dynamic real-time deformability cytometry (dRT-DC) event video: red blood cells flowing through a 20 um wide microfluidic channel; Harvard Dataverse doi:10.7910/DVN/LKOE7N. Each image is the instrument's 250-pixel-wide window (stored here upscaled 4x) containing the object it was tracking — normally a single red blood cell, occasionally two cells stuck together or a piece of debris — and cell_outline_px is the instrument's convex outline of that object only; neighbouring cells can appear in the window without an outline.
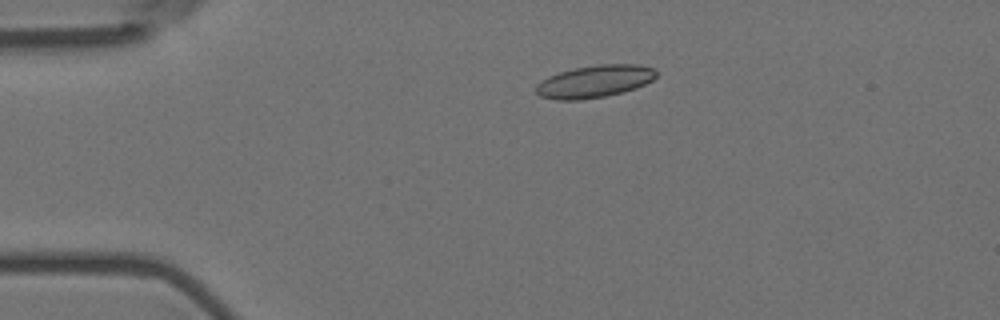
{"species": "Egyptian fruit bat (a non-hibernating species)", "species_latin": "Rousettus aegyptiacus", "temperature_condition": "room temperature", "stored_images_in_passage": 5, "camera_frame_rate_fps": 3000, "um_per_image_px": 0.085, "animal": {"sex": "female"}, "frame": {"image": 1, "passage_image": 4, "time_ms": 1.0, "image_size_px": [1000, 320], "cell_outline_px": [[656, 76], [652, 80], [636, 88], [624, 92], [604, 96], [580, 100], [556, 100], [540, 96], [536, 92], [536, 84], [548, 76], [560, 72], [576, 68], [600, 64], [636, 64], [656, 68]], "centroid_in_image_um": [50.55, 6.92], "position_along_channel_um": 34.5, "area_um2": 22.66}}